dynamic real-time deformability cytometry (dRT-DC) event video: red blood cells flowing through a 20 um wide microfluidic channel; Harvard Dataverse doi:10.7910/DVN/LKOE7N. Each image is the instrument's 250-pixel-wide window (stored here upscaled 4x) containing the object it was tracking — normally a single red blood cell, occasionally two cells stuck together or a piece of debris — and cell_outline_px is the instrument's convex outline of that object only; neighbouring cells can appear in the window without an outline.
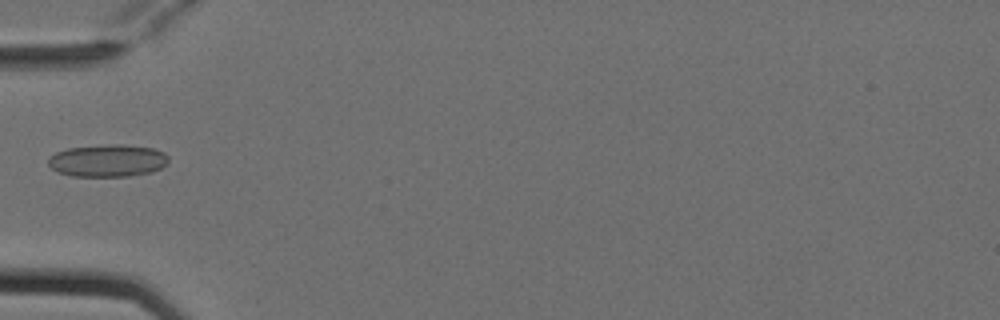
{"species": "Egyptian fruit bat (a non-hibernating species)", "species_latin": "Rousettus aegyptiacus", "temperature_condition": "cold", "stored_images_in_passage": 5, "camera_frame_rate_fps": 3000, "um_per_image_px": 0.085, "animal": {"sex": "female"}, "frame": {"image": 1, "passage_image": 5, "time_ms": 1.333, "image_size_px": [1000, 320], "cell_outline_px": [[168, 164], [152, 172], [128, 176], [72, 176], [56, 172], [48, 164], [48, 160], [56, 152], [68, 148], [112, 144], [120, 144], [152, 148], [164, 152], [168, 156]], "centroid_in_image_um": [9.17, 13.66], "position_along_channel_um": 75.8, "area_um2": 22.66}}